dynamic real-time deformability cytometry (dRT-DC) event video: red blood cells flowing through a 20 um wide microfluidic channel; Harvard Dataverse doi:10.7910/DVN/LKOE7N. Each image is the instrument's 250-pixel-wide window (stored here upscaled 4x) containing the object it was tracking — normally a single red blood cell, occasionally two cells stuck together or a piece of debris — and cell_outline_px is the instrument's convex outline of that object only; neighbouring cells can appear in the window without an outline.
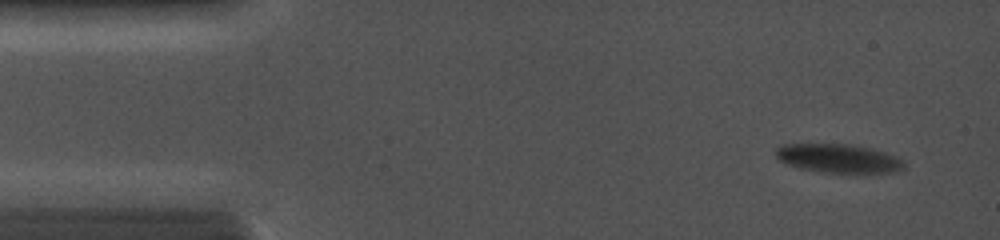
{"species": "common noctule bat (a hibernating species)", "species_latin": "Nyctalus noctula", "temperature_condition": "cold", "stored_images_in_passage": 29, "camera_frame_rate_fps": 5000, "um_per_image_px": 0.085, "animal": {"sex": "female", "body_mass_g": 19.0, "forearm_length_mm": 56.7}, "frame": {"image": 1, "passage_image": 3, "time_ms": 0.8, "image_size_px": [1000, 240], "cell_outline_px": [[904, 168], [896, 172], [820, 172], [800, 168], [788, 164], [780, 160], [776, 156], [776, 148], [784, 144], [848, 144], [872, 148], [896, 156], [904, 160]], "centroid_in_image_um": [71.28, 13.45], "position_along_channel_um": 13.7, "area_um2": 21.33}}
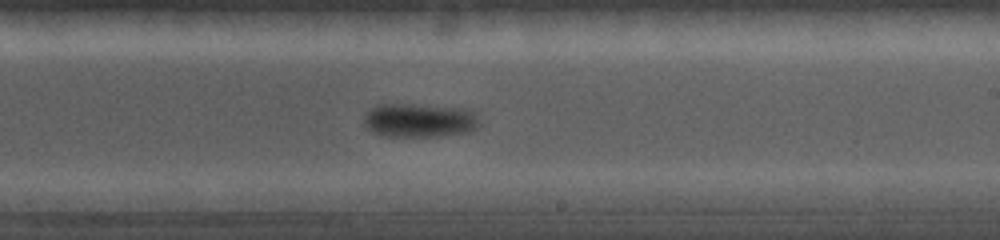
{"frame": {"image": 2, "passage_image": 16, "time_ms": 8.6, "image_size_px": [1000, 240], "cell_outline_px": [[480, 124], [476, 128], [468, 132], [440, 136], [380, 136], [372, 132], [364, 124], [364, 116], [372, 108], [380, 104], [416, 104], [468, 108], [476, 112]], "centroid_in_image_um": [35.69, 10.22], "position_along_channel_um": 253.3, "area_um2": 23.12}}
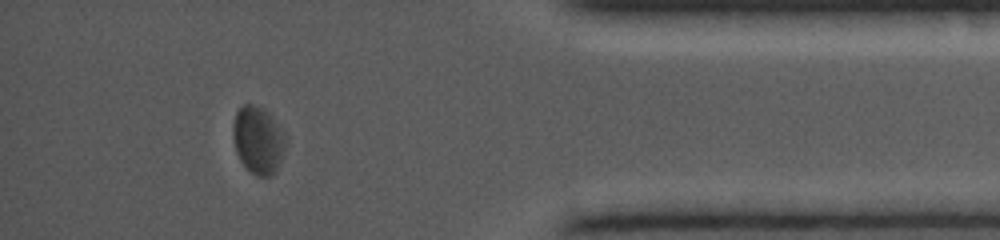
{"frame": {"image": 3, "passage_image": 26, "time_ms": 12.8, "image_size_px": [1000, 240], "cell_outline_px": [[284, 148], [280, 160], [276, 168], [268, 176], [256, 176], [240, 160], [236, 152], [232, 132], [232, 124], [236, 112], [244, 104], [252, 104], [264, 108], [268, 112], [284, 132]], "centroid_in_image_um": [21.9, 11.86], "position_along_channel_um": 413.3, "area_um2": 20.29}}